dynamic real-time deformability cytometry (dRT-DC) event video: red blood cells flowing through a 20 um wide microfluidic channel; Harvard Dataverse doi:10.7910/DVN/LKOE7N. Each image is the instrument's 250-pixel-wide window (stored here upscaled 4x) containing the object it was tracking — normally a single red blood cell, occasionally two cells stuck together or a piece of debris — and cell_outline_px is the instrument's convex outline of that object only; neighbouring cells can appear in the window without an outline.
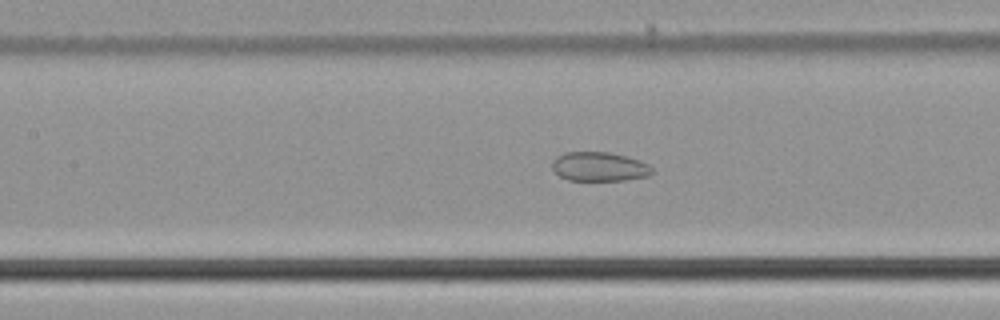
{"species": "common noctule bat (a hibernating species)", "species_latin": "Nyctalus noctula", "temperature_condition": "cold", "stored_images_in_passage": 54, "camera_frame_rate_fps": 3000, "um_per_image_px": 0.085, "animal": {"sex": "male", "body_mass_g": 21.5, "forearm_length_mm": 52.0}, "frame": {"image": 1, "passage_image": 25, "time_ms": 8.0, "image_size_px": [1000, 320], "cell_outline_px": [[652, 172], [648, 176], [624, 180], [568, 180], [560, 176], [552, 168], [552, 160], [556, 156], [564, 152], [608, 152], [624, 156], [648, 164], [652, 168]], "centroid_in_image_um": [50.89, 14.16], "position_along_channel_um": 156.5, "area_um2": 16.82}}
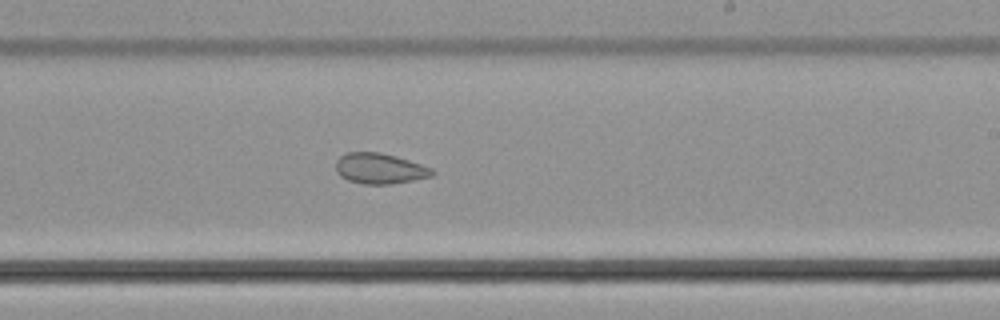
{"frame": {"image": 2, "passage_image": 33, "time_ms": 10.667, "image_size_px": [1000, 320], "cell_outline_px": [[436, 172], [432, 176], [392, 184], [364, 184], [348, 180], [340, 176], [336, 172], [336, 160], [340, 156], [348, 152], [380, 152], [396, 156], [432, 168]], "centroid_in_image_um": [32.26, 14.32], "position_along_channel_um": 256.7, "area_um2": 17.17}}
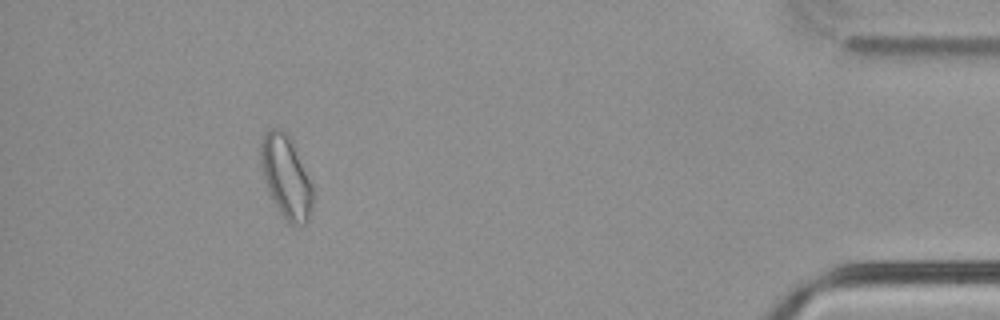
{"frame": {"image": 3, "passage_image": 50, "time_ms": 16.333, "image_size_px": [1000, 320], "cell_outline_px": [[312, 208], [304, 224], [288, 224], [272, 200], [268, 192], [264, 180], [260, 164], [260, 144], [264, 136], [272, 128], [280, 128], [292, 140], [312, 184]], "centroid_in_image_um": [24.29, 15.03], "position_along_channel_um": 410.9, "area_um2": 24.8}}